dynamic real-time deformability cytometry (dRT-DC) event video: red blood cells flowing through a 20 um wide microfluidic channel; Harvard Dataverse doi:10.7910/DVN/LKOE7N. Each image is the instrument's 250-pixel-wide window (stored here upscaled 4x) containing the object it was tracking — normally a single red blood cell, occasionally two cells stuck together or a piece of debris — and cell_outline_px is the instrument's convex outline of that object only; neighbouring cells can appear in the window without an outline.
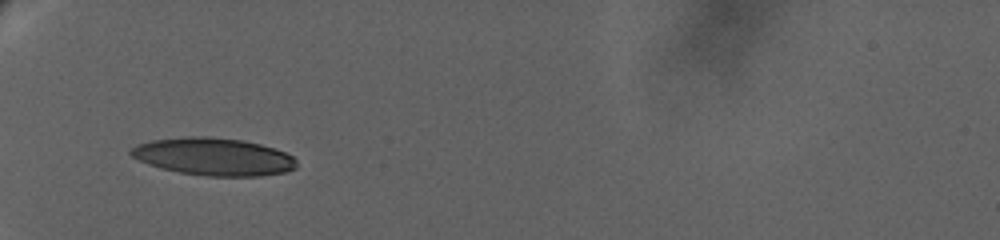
{"species": "human", "species_latin": "Homo sapiens", "temperature_condition": "warm", "stored_images_in_passage": 26, "camera_frame_rate_fps": 3000, "um_per_image_px": 0.085, "donor": {"sex": "female"}, "frame": {"image": 1, "passage_image": 1, "time_ms": 0.0, "image_size_px": [1000, 240], "cell_outline_px": [[296, 168], [288, 172], [260, 176], [208, 176], [180, 172], [160, 168], [148, 164], [132, 156], [128, 152], [136, 144], [152, 140], [184, 136], [208, 136], [244, 140], [260, 144], [284, 152], [292, 156], [296, 160]], "centroid_in_image_um": [18.15, 13.31], "position_along_channel_um": 66.8, "area_um2": 36.36}}
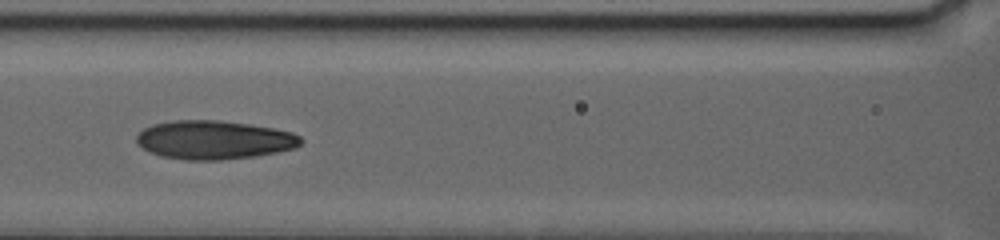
{"frame": {"image": 2, "passage_image": 5, "time_ms": 3.333, "image_size_px": [1000, 240], "cell_outline_px": [[304, 140], [296, 148], [256, 156], [220, 160], [184, 160], [160, 156], [148, 152], [136, 144], [136, 136], [144, 128], [152, 124], [172, 120], [220, 120], [248, 124], [272, 128], [292, 132], [300, 136]], "centroid_in_image_um": [18.16, 11.89], "position_along_channel_um": 148.4, "area_um2": 37.34}}
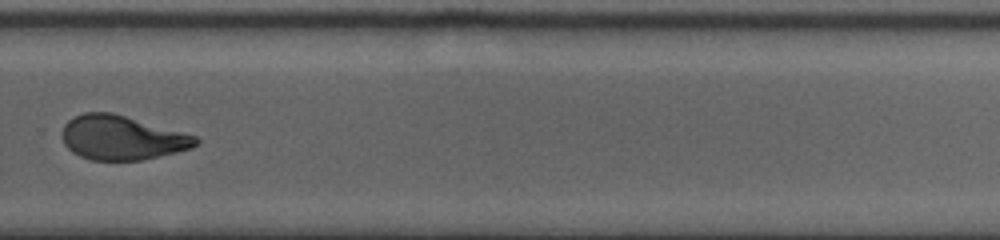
{"frame": {"image": 3, "passage_image": 14, "time_ms": 9.333, "image_size_px": [1000, 240], "cell_outline_px": [[200, 140], [192, 148], [176, 152], [140, 160], [92, 160], [80, 156], [72, 152], [64, 144], [60, 136], [60, 132], [64, 124], [72, 116], [84, 112], [112, 112], [196, 136]], "centroid_in_image_um": [10.29, 11.7], "position_along_channel_um": 319.5, "area_um2": 34.51}, "authors_computed_cell_mechanics": {"area_um2": 36.4718, "velocity_mm_per_s": 2.8556, "shape_relaxation_time_tau1_ms": 9.9506, "shape_relaxation_time_tau2_ms": 1.979, "deformation_change_tau1": 0.232, "deformation_change_tau2": 0.0755}}